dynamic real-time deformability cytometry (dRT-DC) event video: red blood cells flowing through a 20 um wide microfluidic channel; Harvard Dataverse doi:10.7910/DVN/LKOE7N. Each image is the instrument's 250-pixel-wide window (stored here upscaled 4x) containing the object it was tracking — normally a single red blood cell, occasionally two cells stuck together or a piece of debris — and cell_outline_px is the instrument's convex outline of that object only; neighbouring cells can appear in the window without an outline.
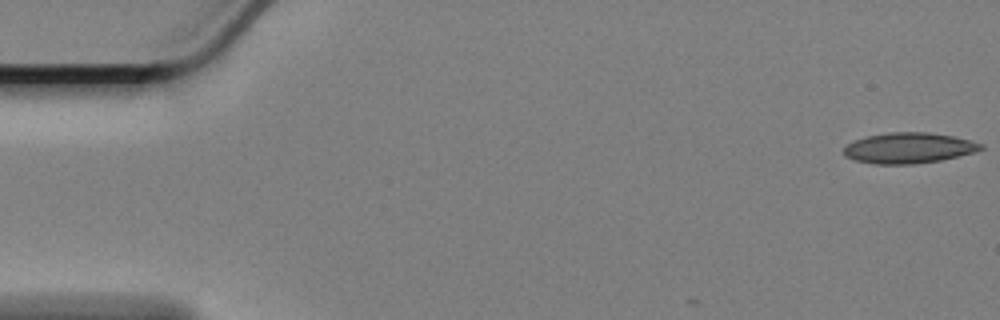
{"species": "Egyptian fruit bat (a non-hibernating species)", "species_latin": "Rousettus aegyptiacus", "temperature_condition": "cold", "stored_images_in_passage": 10, "camera_frame_rate_fps": 3000, "um_per_image_px": 0.085, "animal": {"sex": "female"}, "frame": {"image": 1, "passage_image": 1, "time_ms": 0.0, "image_size_px": [1000, 320], "cell_outline_px": [[984, 148], [976, 152], [940, 160], [916, 164], [876, 164], [856, 160], [844, 156], [844, 148], [848, 144], [856, 140], [868, 136], [892, 132], [928, 132], [952, 136], [972, 140], [984, 144]], "centroid_in_image_um": [77.29, 12.58], "position_along_channel_um": 7.7, "area_um2": 24.39}}